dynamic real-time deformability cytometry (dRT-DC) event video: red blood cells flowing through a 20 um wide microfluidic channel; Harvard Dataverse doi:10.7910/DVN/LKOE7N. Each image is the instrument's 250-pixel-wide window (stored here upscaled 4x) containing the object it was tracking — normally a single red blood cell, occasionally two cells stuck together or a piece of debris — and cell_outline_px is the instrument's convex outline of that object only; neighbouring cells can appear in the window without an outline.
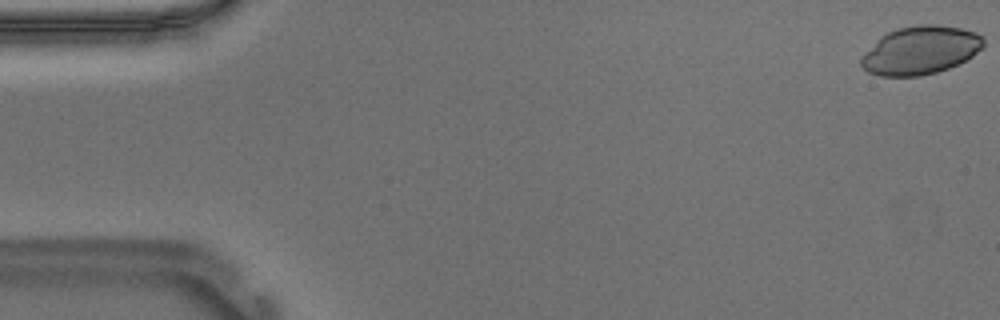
{"species": "Egyptian fruit bat (a non-hibernating species)", "species_latin": "Rousettus aegyptiacus", "temperature_condition": "warm", "stored_images_in_passage": 9, "camera_frame_rate_fps": 3000, "um_per_image_px": 0.085, "animal": {"sex": "male"}, "frame": {"image": 1, "passage_image": 1, "time_ms": 0.0, "image_size_px": [1000, 320], "cell_outline_px": [[984, 44], [972, 56], [948, 68], [936, 72], [920, 76], [880, 76], [868, 72], [860, 64], [860, 60], [880, 36], [896, 28], [920, 24], [940, 24], [960, 28], [976, 32], [984, 36]], "centroid_in_image_um": [78.24, 4.26], "position_along_channel_um": 6.8, "area_um2": 34.22}}